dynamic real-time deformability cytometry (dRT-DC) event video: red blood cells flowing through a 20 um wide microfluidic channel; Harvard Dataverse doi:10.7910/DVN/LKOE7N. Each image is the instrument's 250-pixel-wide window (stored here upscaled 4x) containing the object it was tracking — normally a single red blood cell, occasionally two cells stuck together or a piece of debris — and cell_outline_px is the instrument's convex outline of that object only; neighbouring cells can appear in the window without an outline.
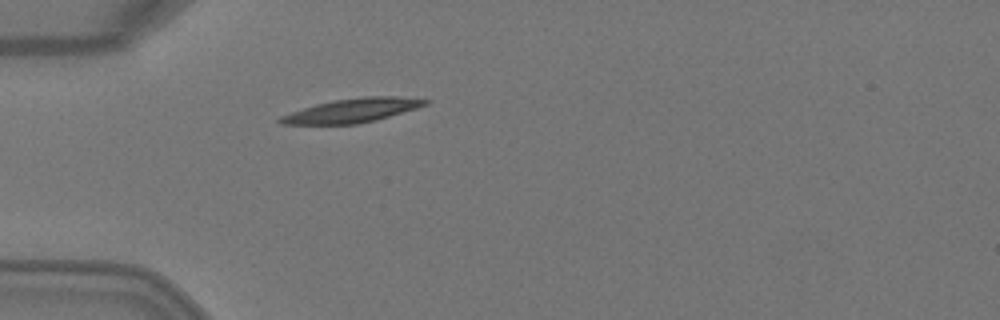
{"species": "Egyptian fruit bat (a non-hibernating species)", "species_latin": "Rousettus aegyptiacus", "temperature_condition": "warm", "stored_images_in_passage": 1, "camera_frame_rate_fps": 3000, "um_per_image_px": 0.085, "animal": {"sex": "female"}, "frame": {"image": 1, "passage_image": 1, "time_ms": 0.0, "image_size_px": [1000, 320], "cell_outline_px": [[428, 104], [416, 108], [376, 120], [356, 124], [280, 124], [276, 120], [280, 116], [316, 104], [332, 100], [364, 96], [396, 96], [428, 100]], "centroid_in_image_um": [29.91, 9.39], "position_along_channel_um": 55.1, "area_um2": 20.06}}